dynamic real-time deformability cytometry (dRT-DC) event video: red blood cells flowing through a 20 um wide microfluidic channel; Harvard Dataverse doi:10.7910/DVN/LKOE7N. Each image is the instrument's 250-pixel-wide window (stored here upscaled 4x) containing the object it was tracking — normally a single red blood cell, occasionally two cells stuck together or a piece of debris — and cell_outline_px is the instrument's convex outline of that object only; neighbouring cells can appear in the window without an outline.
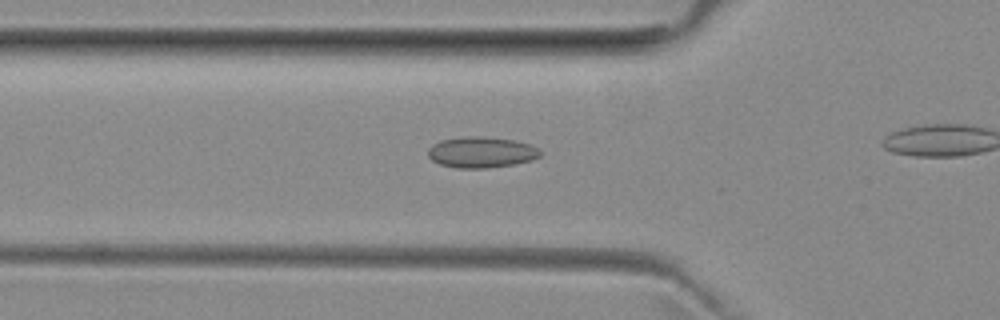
{"species": "common noctule bat (a hibernating species)", "species_latin": "Nyctalus noctula", "temperature_condition": "room temperature", "stored_images_in_passage": 9, "camera_frame_rate_fps": 3000, "um_per_image_px": 0.085, "animal": {"sex": "female", "body_mass_g": 29.2, "forearm_length_mm": 56.3}, "frame": {"image": 1, "passage_image": 4, "time_ms": 1.0, "image_size_px": [1000, 320], "cell_outline_px": [[540, 156], [532, 160], [512, 164], [488, 168], [456, 168], [440, 164], [432, 160], [428, 156], [428, 148], [432, 144], [440, 140], [468, 136], [484, 136], [516, 140], [540, 148]], "centroid_in_image_um": [40.9, 12.93], "position_along_channel_um": 84.9, "area_um2": 20.35}}
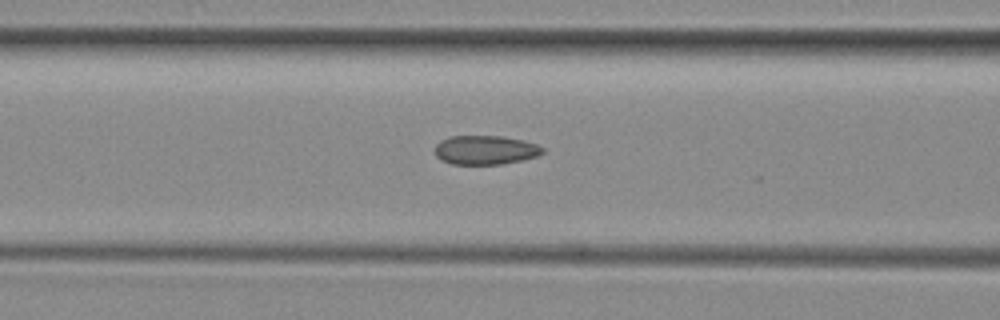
{"frame": {"image": 2, "passage_image": 7, "time_ms": 2.0, "image_size_px": [1000, 320], "cell_outline_px": [[544, 152], [536, 156], [524, 160], [504, 164], [452, 164], [440, 160], [436, 156], [436, 144], [440, 140], [452, 136], [500, 136], [524, 140], [536, 144], [544, 148]], "centroid_in_image_um": [41.26, 12.75], "position_along_channel_um": 125.3, "area_um2": 18.32}}